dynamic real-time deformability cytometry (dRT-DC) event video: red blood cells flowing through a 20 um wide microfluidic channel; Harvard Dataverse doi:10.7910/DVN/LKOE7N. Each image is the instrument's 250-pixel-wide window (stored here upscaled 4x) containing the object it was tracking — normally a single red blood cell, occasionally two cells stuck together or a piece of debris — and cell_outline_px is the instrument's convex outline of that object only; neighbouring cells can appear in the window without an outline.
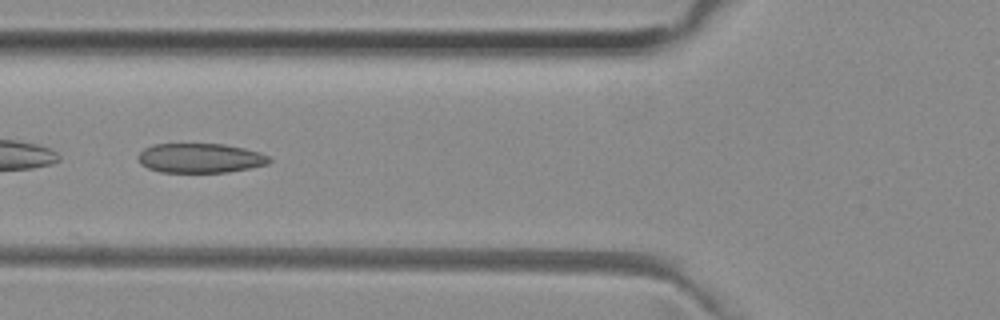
{"species": "common noctule bat (a hibernating species)", "species_latin": "Nyctalus noctula", "temperature_condition": "room temperature", "stored_images_in_passage": 21, "camera_frame_rate_fps": 3000, "um_per_image_px": 0.085, "animal": {"sex": "female", "body_mass_g": 29.2, "forearm_length_mm": 56.3}, "frame": {"image": 1, "passage_image": 4, "time_ms": 1.0, "image_size_px": [1000, 320], "cell_outline_px": [[272, 160], [268, 164], [228, 172], [160, 172], [148, 168], [140, 164], [136, 156], [144, 148], [152, 144], [224, 144], [244, 148], [260, 152], [268, 156]], "centroid_in_image_um": [16.99, 13.43], "position_along_channel_um": 108.8, "area_um2": 22.66}}
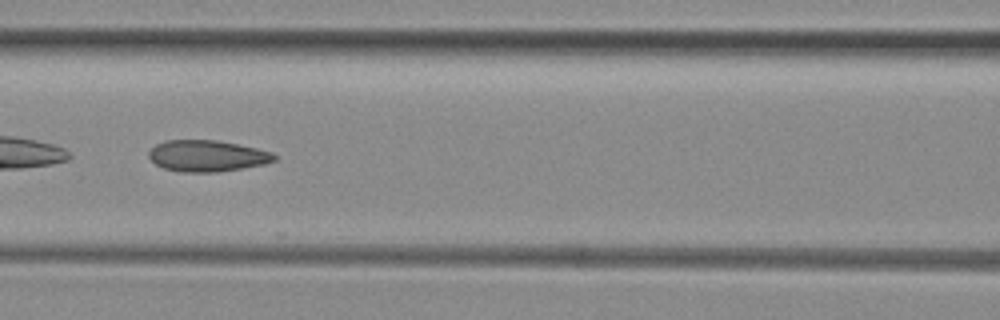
{"frame": {"image": 2, "passage_image": 7, "time_ms": 2.0, "image_size_px": [1000, 320], "cell_outline_px": [[276, 160], [264, 164], [216, 172], [180, 172], [164, 168], [156, 164], [148, 156], [148, 152], [156, 144], [164, 140], [216, 140], [256, 148], [272, 152], [276, 156]], "centroid_in_image_um": [17.58, 13.25], "position_along_channel_um": 149.0, "area_um2": 22.77}}
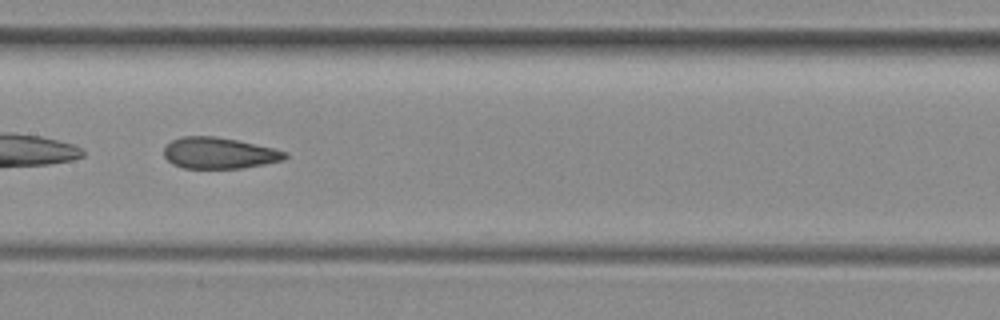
{"frame": {"image": 3, "passage_image": 10, "time_ms": 3.0, "image_size_px": [1000, 320], "cell_outline_px": [[288, 156], [284, 160], [244, 168], [184, 168], [172, 164], [164, 156], [164, 148], [172, 140], [180, 136], [216, 136], [236, 140], [272, 148], [288, 152]], "centroid_in_image_um": [18.62, 13.01], "position_along_channel_um": 188.8, "area_um2": 22.02}}